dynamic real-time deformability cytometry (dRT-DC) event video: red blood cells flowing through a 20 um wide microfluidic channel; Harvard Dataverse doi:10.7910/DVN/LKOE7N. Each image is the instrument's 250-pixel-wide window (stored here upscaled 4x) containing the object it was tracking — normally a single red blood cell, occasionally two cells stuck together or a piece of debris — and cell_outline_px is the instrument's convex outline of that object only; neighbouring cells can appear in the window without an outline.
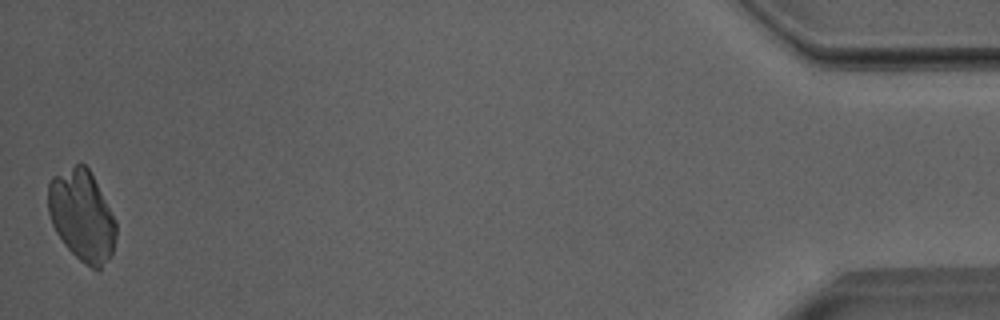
{"species": "Egyptian fruit bat (a non-hibernating species)", "species_latin": "Rousettus aegyptiacus", "temperature_condition": "room temperature", "stored_images_in_passage": 50, "camera_frame_rate_fps": 3000, "um_per_image_px": 0.085, "animal": {"sex": "male"}, "frame": {"image": 1, "passage_image": 50, "time_ms": 16.333, "image_size_px": [1000, 320], "cell_outline_px": [[116, 240], [112, 256], [100, 272], [92, 268], [80, 260], [64, 244], [56, 232], [52, 224], [48, 212], [48, 184], [52, 176], [80, 160], [88, 168], [116, 220]], "centroid_in_image_um": [6.97, 18.33], "position_along_channel_um": 428.2, "area_um2": 36.41}}